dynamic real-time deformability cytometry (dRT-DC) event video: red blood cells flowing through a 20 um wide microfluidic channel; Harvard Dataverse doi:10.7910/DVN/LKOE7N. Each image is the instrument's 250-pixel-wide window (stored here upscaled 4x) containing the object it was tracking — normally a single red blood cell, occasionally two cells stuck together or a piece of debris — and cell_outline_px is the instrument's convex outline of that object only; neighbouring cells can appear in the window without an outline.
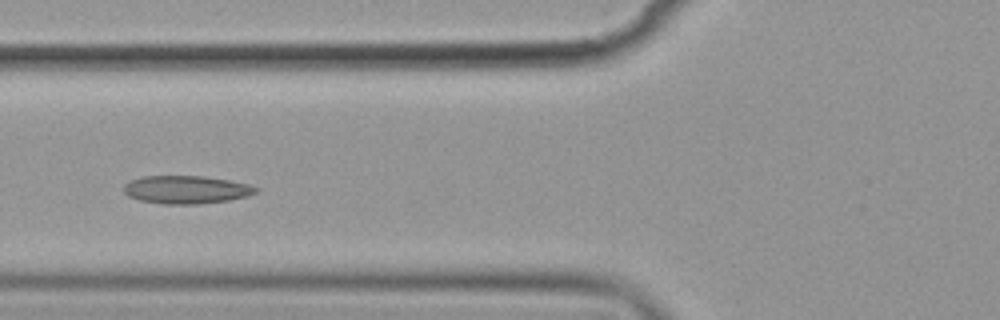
{"species": "common noctule bat (a hibernating species)", "species_latin": "Nyctalus noctula", "temperature_condition": "cold", "stored_images_in_passage": 8, "camera_frame_rate_fps": 3000, "um_per_image_px": 0.085, "animal": {"sex": "female", "body_mass_g": 19.9}, "frame": {"image": 1, "passage_image": 6, "time_ms": 6.0, "image_size_px": [1000, 320], "cell_outline_px": [[260, 188], [256, 192], [248, 196], [228, 200], [196, 204], [164, 204], [140, 200], [128, 196], [124, 192], [124, 184], [132, 180], [144, 176], [204, 176], [228, 180], [248, 184]], "centroid_in_image_um": [15.84, 16.12], "position_along_channel_um": 110.0, "area_um2": 21.44}}
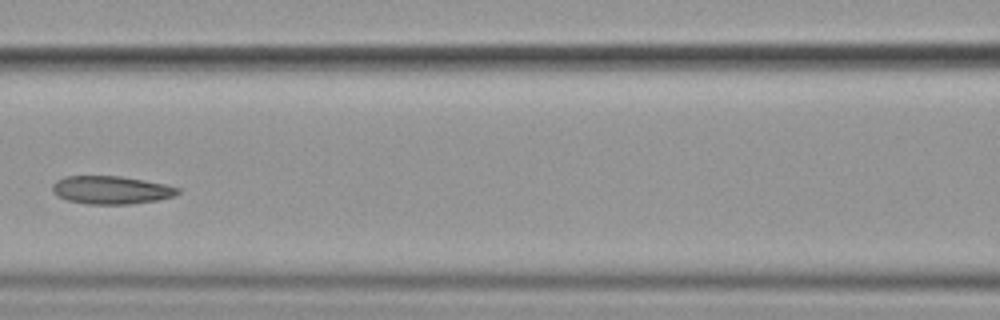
{"frame": {"image": 2, "passage_image": 7, "time_ms": 7.333, "image_size_px": [1000, 320], "cell_outline_px": [[180, 192], [172, 196], [156, 200], [132, 204], [88, 204], [68, 200], [56, 196], [52, 192], [52, 184], [56, 180], [64, 176], [120, 176], [144, 180], [164, 184], [180, 188]], "centroid_in_image_um": [9.4, 16.14], "position_along_channel_um": 157.2, "area_um2": 20.52}}
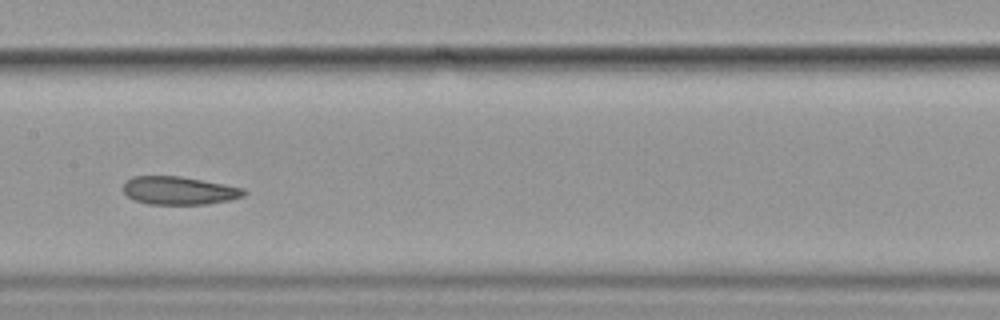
{"frame": {"image": 3, "passage_image": 8, "time_ms": 8.333, "image_size_px": [1000, 320], "cell_outline_px": [[248, 192], [244, 196], [228, 200], [208, 204], [148, 204], [132, 200], [124, 192], [124, 180], [132, 176], [180, 176], [224, 184], [244, 188]], "centroid_in_image_um": [15.2, 16.19], "position_along_channel_um": 192.2, "area_um2": 19.88}}